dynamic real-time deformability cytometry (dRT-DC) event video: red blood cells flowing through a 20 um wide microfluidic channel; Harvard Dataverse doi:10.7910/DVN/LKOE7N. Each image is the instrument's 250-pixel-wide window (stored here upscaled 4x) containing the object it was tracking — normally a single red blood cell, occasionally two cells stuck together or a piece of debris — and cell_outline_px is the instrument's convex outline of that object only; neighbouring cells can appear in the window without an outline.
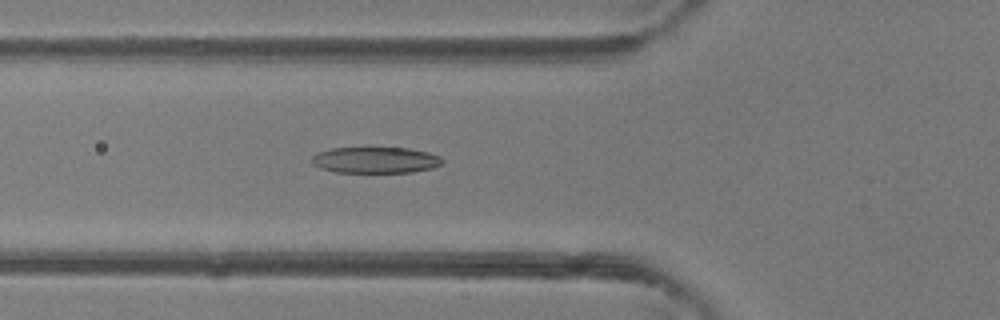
{"species": "common noctule bat (a hibernating species)", "species_latin": "Nyctalus noctula", "temperature_condition": "room temperature", "stored_images_in_passage": 35, "camera_frame_rate_fps": 3000, "um_per_image_px": 0.085, "animal": {"sex": "female"}, "frame": {"image": 1, "passage_image": 10, "time_ms": 3.0, "image_size_px": [1000, 320], "cell_outline_px": [[444, 160], [440, 164], [432, 168], [412, 172], [336, 172], [320, 168], [312, 164], [312, 156], [316, 152], [332, 148], [368, 144], [408, 148], [428, 152], [440, 156]], "centroid_in_image_um": [31.87, 13.54], "position_along_channel_um": 93.9, "area_um2": 20.98}}
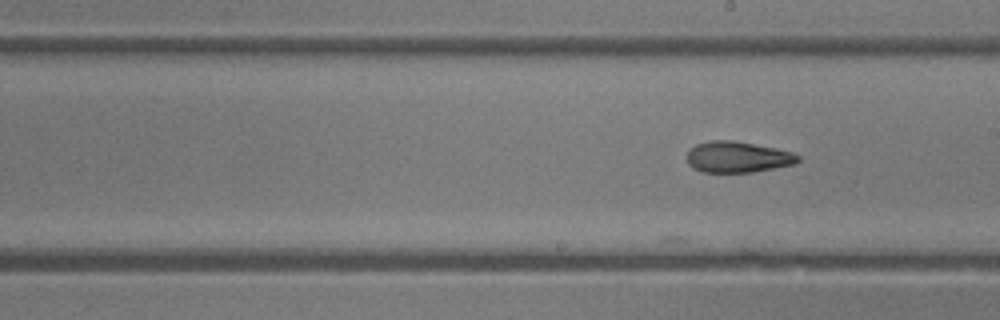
{"frame": {"image": 2, "passage_image": 19, "time_ms": 6.0, "image_size_px": [1000, 320], "cell_outline_px": [[800, 160], [796, 164], [752, 172], [704, 172], [692, 168], [688, 164], [688, 152], [696, 144], [712, 140], [732, 140], [776, 148], [792, 152], [800, 156]], "centroid_in_image_um": [62.72, 13.35], "position_along_channel_um": 226.3, "area_um2": 20.06}}
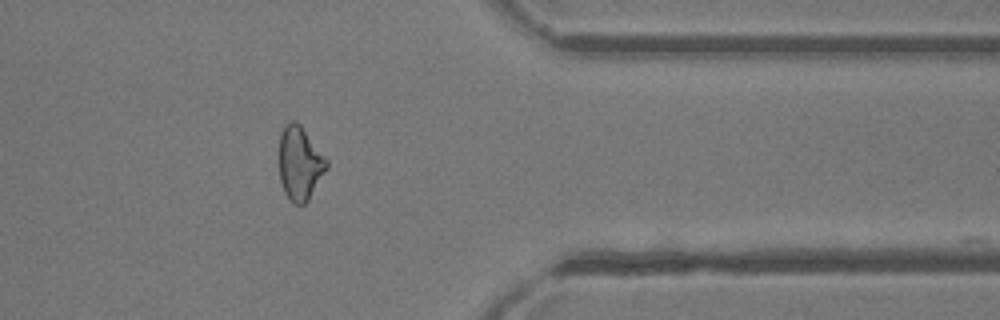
{"frame": {"image": 3, "passage_image": 31, "time_ms": 10.0, "image_size_px": [1000, 320], "cell_outline_px": [[328, 168], [308, 200], [304, 204], [296, 204], [288, 200], [284, 192], [280, 180], [280, 132], [284, 124], [288, 120], [296, 120], [300, 124], [328, 160]], "centroid_in_image_um": [25.48, 13.86], "position_along_channel_um": 385.9, "area_um2": 20.52}}